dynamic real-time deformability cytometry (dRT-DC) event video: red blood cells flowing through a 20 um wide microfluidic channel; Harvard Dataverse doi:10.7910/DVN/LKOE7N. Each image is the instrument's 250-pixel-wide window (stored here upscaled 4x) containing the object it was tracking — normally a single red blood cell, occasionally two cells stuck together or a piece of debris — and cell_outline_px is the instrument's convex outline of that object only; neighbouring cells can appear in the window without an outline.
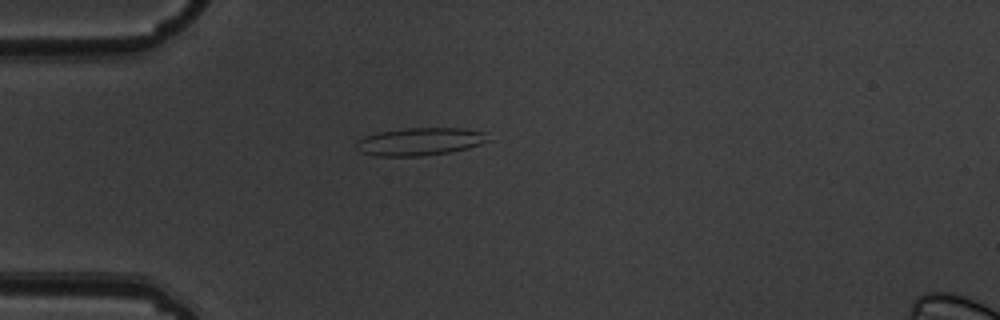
{"species": "common noctule bat (a hibernating species)", "species_latin": "Nyctalus noctula", "temperature_condition": "warm", "stored_images_in_passage": 5, "camera_frame_rate_fps": 3000, "um_per_image_px": 0.085, "animal": {"sex": "male", "body_mass_g": 19.5, "forearm_length_mm": 54.6}, "frame": {"image": 1, "passage_image": 5, "time_ms": 1.333, "image_size_px": [1000, 320], "cell_outline_px": [[488, 140], [480, 144], [468, 148], [448, 152], [420, 156], [376, 156], [360, 152], [356, 148], [356, 140], [364, 136], [380, 132], [404, 128], [464, 128], [488, 132]], "centroid_in_image_um": [35.68, 12.03], "position_along_channel_um": 49.3, "area_um2": 21.39}}